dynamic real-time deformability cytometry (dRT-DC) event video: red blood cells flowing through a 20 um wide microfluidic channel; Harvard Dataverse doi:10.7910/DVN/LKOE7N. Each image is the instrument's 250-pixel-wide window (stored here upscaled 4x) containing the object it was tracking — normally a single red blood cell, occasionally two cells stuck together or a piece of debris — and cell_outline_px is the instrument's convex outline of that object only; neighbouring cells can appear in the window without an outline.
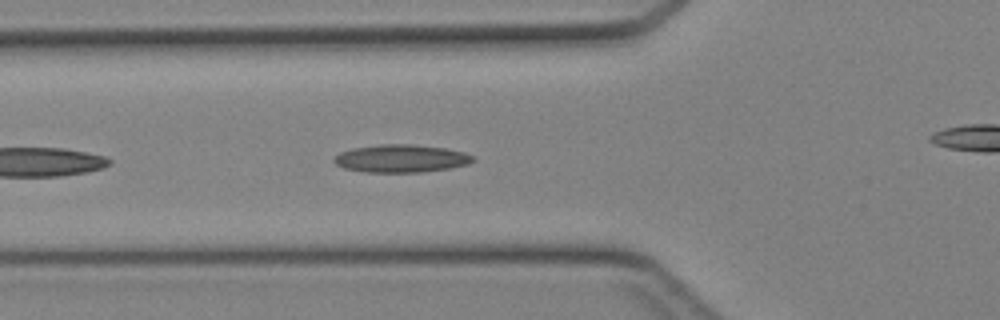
{"species": "Egyptian fruit bat (a non-hibernating species)", "species_latin": "Rousettus aegyptiacus", "temperature_condition": "cold", "stored_images_in_passage": 33, "camera_frame_rate_fps": 3000, "um_per_image_px": 0.085, "animal": {"sex": "female"}, "frame": {"image": 1, "passage_image": 4, "time_ms": 1.0, "image_size_px": [1000, 320], "cell_outline_px": [[476, 160], [468, 164], [448, 168], [420, 172], [364, 172], [344, 168], [336, 164], [332, 160], [340, 152], [352, 148], [380, 144], [412, 144], [444, 148], [464, 152], [472, 156]], "centroid_in_image_um": [34.07, 13.47], "position_along_channel_um": 91.7, "area_um2": 22.43}}
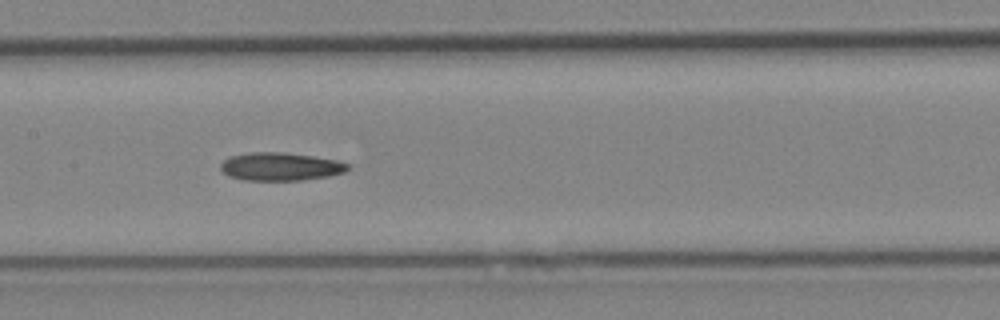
{"frame": {"image": 2, "passage_image": 10, "time_ms": 3.0, "image_size_px": [1000, 320], "cell_outline_px": [[348, 168], [344, 172], [328, 176], [300, 180], [244, 180], [228, 176], [220, 168], [220, 164], [228, 156], [252, 152], [284, 152], [312, 156], [336, 160], [348, 164]], "centroid_in_image_um": [23.79, 14.15], "position_along_channel_um": 183.6, "area_um2": 20.69}}
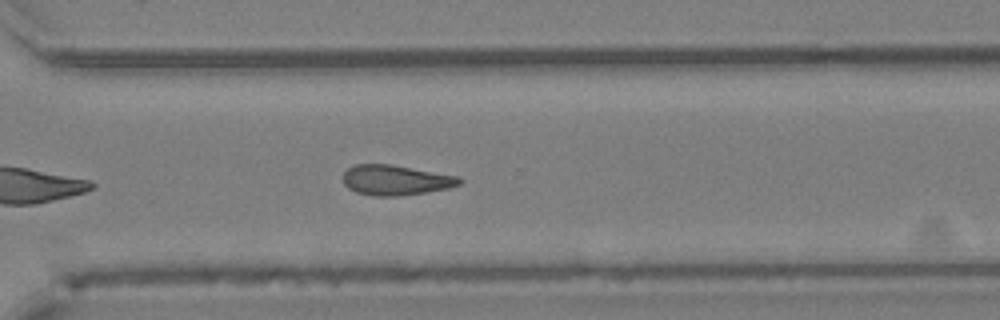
{"frame": {"image": 3, "passage_image": 20, "time_ms": 6.333, "image_size_px": [1000, 320], "cell_outline_px": [[464, 180], [460, 184], [448, 188], [428, 192], [400, 196], [372, 196], [356, 192], [348, 188], [344, 184], [344, 172], [348, 168], [356, 164], [392, 164], [460, 176]], "centroid_in_image_um": [33.67, 15.31], "position_along_channel_um": 336.9, "area_um2": 20.69}}